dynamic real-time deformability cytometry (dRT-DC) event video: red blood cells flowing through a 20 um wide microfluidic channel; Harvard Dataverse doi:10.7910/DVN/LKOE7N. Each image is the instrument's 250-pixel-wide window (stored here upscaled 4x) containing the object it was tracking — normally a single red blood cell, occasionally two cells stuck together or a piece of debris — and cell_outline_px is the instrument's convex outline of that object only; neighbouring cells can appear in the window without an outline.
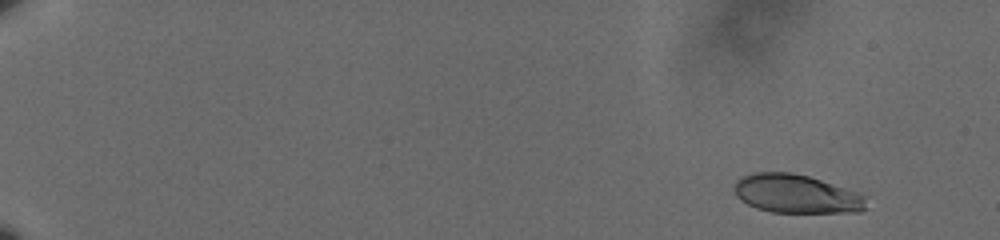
{"species": "human", "species_latin": "Homo sapiens", "temperature_condition": "cold", "stored_images_in_passage": 48, "camera_frame_rate_fps": 3000, "um_per_image_px": 0.085, "donor": {"sex": "male"}, "frame": {"image": 1, "passage_image": 2, "time_ms": 0.333, "image_size_px": [1000, 240], "cell_outline_px": [[868, 208], [860, 212], [772, 212], [756, 208], [740, 200], [736, 196], [736, 180], [752, 172], [792, 172], [808, 176], [860, 192], [864, 196]], "centroid_in_image_um": [67.72, 16.48], "position_along_channel_um": 17.3, "area_um2": 29.77}}
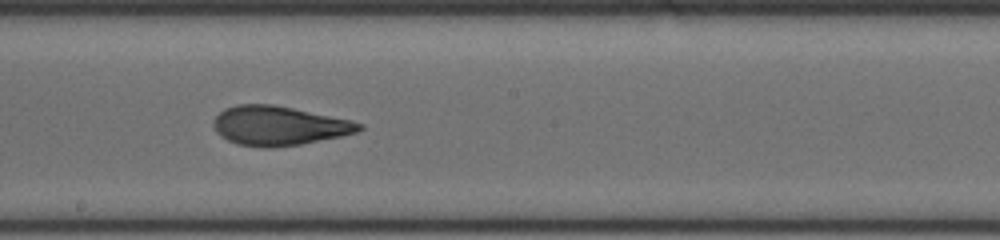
{"frame": {"image": 2, "passage_image": 28, "time_ms": 9.0, "image_size_px": [1000, 240], "cell_outline_px": [[364, 128], [356, 132], [340, 136], [300, 144], [272, 148], [260, 148], [236, 144], [220, 136], [216, 132], [212, 124], [212, 120], [224, 108], [236, 104], [272, 104], [292, 108], [348, 120], [364, 124]], "centroid_in_image_um": [23.63, 10.69], "position_along_channel_um": 224.6, "area_um2": 33.23}}
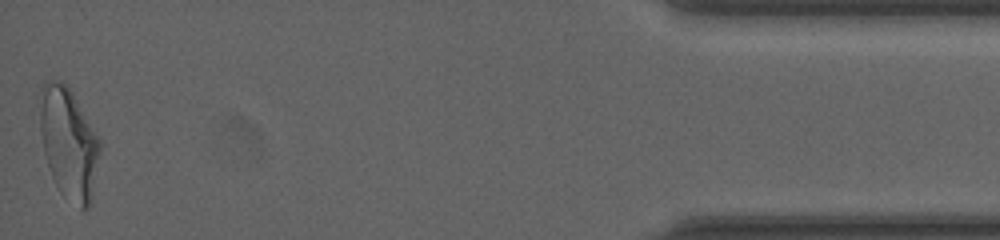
{"frame": {"image": 3, "passage_image": 48, "time_ms": 15.667, "image_size_px": [1000, 240], "cell_outline_px": [[100, 148], [92, 196], [88, 208], [80, 208], [60, 192], [52, 176], [44, 152], [40, 132], [36, 96], [44, 80], [60, 80], [68, 84], [100, 140]], "centroid_in_image_um": [5.78, 12.05], "position_along_channel_um": 429.4, "area_um2": 39.25}, "authors_computed_cell_mechanics": {"area_um2": 32.5703, "velocity_mm_per_s": 3.6197, "shape_relaxation_time_tau1_ms": 4.7015, "shape_relaxation_time_tau2_ms": 1.2287, "deformation_change_tau1": 0.1726, "deformation_change_tau2": 0.0898}}